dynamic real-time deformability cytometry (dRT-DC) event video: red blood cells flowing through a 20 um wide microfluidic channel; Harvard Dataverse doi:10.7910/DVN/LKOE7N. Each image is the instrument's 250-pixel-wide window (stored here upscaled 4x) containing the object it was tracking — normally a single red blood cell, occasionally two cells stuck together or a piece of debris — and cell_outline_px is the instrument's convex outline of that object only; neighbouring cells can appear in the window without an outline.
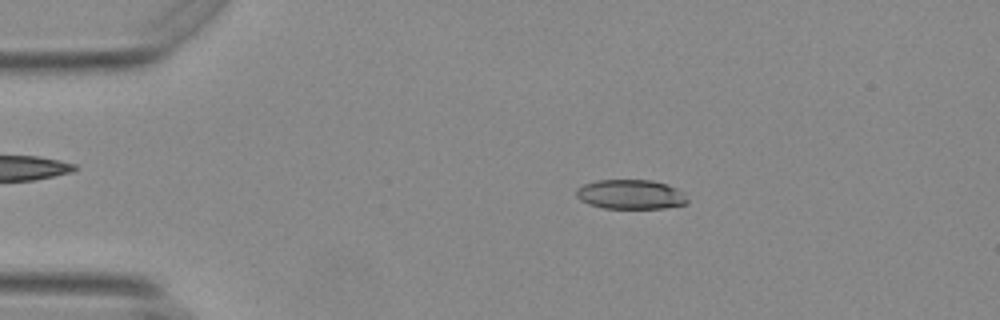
{"species": "Egyptian fruit bat (a non-hibernating species)", "species_latin": "Rousettus aegyptiacus", "temperature_condition": "warm", "stored_images_in_passage": 49, "camera_frame_rate_fps": 3000, "um_per_image_px": 0.085, "animal": {"sex": "female"}, "frame": {"image": 1, "passage_image": 5, "time_ms": 1.333, "image_size_px": [1000, 320], "cell_outline_px": [[688, 200], [684, 204], [664, 208], [604, 208], [588, 204], [580, 200], [576, 196], [576, 188], [584, 184], [596, 180], [652, 180], [668, 184], [676, 188]], "centroid_in_image_um": [53.55, 16.52], "position_along_channel_um": 31.5, "area_um2": 19.02}}
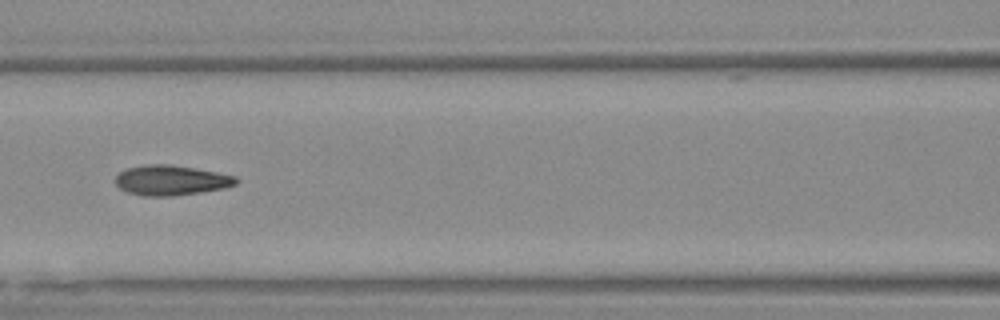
{"frame": {"image": 2, "passage_image": 19, "time_ms": 6.0, "image_size_px": [1000, 320], "cell_outline_px": [[236, 184], [224, 188], [200, 192], [172, 196], [144, 196], [128, 192], [120, 188], [116, 184], [116, 176], [120, 172], [128, 168], [148, 164], [168, 164], [192, 168], [236, 176]], "centroid_in_image_um": [14.51, 15.33], "position_along_channel_um": 152.1, "area_um2": 20.75}}
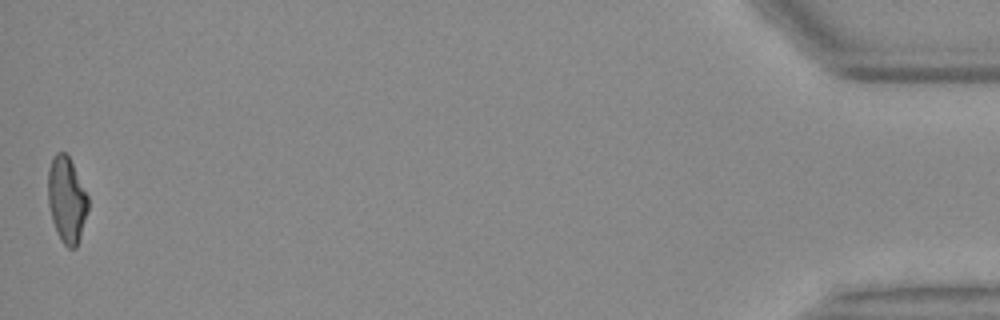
{"frame": {"image": 3, "passage_image": 49, "time_ms": 16.0, "image_size_px": [1000, 320], "cell_outline_px": [[88, 208], [80, 236], [76, 248], [68, 248], [64, 244], [52, 220], [48, 204], [48, 172], [52, 156], [56, 152], [64, 152], [68, 156], [88, 196]], "centroid_in_image_um": [5.65, 16.95], "position_along_channel_um": 429.5, "area_um2": 19.65}, "authors_computed_cell_mechanics": {"area_um2": 20.0566, "velocity_mm_per_s": 3.7278, "shape_relaxation_time_tau1_ms": null, "shape_relaxation_time_tau2_ms": 1.819, "deformation_change_tau1": null, "deformation_change_tau2": 0.096}}